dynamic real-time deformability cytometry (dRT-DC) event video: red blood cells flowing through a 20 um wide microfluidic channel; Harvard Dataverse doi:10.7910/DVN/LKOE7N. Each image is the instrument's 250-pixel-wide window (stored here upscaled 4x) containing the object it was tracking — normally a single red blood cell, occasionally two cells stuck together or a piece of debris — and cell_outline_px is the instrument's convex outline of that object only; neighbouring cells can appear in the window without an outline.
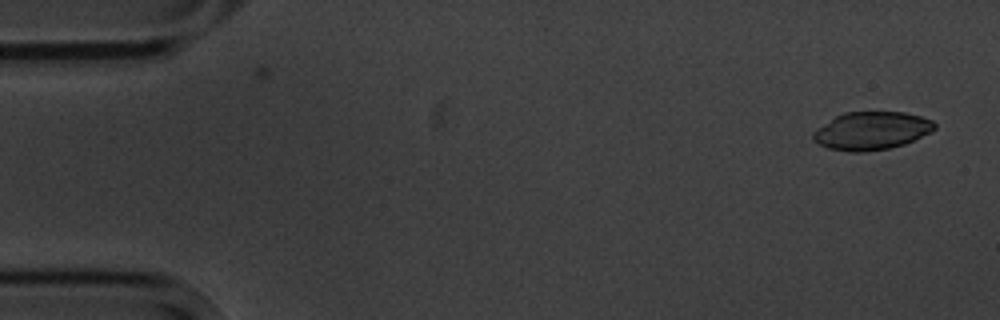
{"species": "common noctule bat (a hibernating species)", "species_latin": "Nyctalus noctula", "temperature_condition": "cold", "stored_images_in_passage": 5, "camera_frame_rate_fps": 3000, "um_per_image_px": 0.085, "animal": {"sex": "male", "body_mass_g": 20.1, "forearm_length_mm": 53.5}, "frame": {"image": 1, "passage_image": 1, "time_ms": 0.0, "image_size_px": [1000, 320], "cell_outline_px": [[936, 128], [932, 132], [904, 144], [888, 148], [860, 152], [848, 152], [828, 148], [812, 140], [812, 132], [816, 128], [836, 116], [844, 112], [904, 112], [920, 116], [932, 120], [936, 124]], "centroid_in_image_um": [74.07, 11.11], "position_along_channel_um": 10.9, "area_um2": 26.93}}